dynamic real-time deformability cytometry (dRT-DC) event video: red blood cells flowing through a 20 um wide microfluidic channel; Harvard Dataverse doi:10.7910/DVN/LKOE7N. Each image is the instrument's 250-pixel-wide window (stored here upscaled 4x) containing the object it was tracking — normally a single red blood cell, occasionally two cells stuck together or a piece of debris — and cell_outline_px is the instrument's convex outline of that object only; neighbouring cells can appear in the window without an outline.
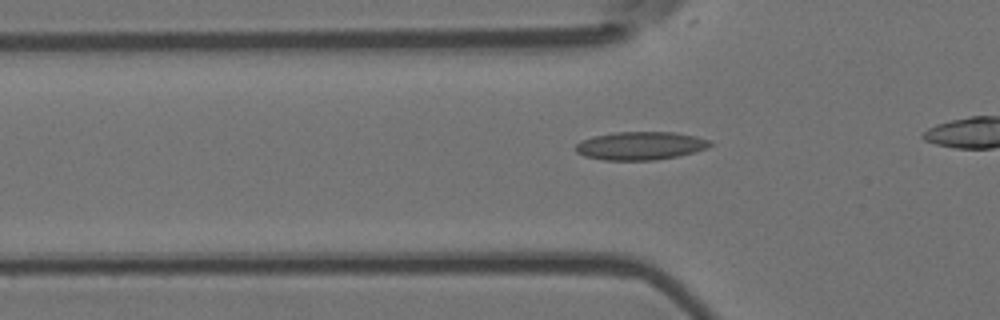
{"species": "Egyptian fruit bat (a non-hibernating species)", "species_latin": "Rousettus aegyptiacus", "temperature_condition": "room temperature", "stored_images_in_passage": 39, "camera_frame_rate_fps": 3000, "um_per_image_px": 0.085, "animal": {"sex": "female"}, "frame": {"image": 1, "passage_image": 13, "time_ms": 4.0, "image_size_px": [1000, 320], "cell_outline_px": [[712, 144], [708, 148], [676, 156], [656, 160], [604, 160], [584, 156], [576, 152], [576, 144], [580, 140], [592, 136], [616, 132], [676, 132], [696, 136], [712, 140]], "centroid_in_image_um": [54.43, 12.38], "position_along_channel_um": 71.4, "area_um2": 22.2}}
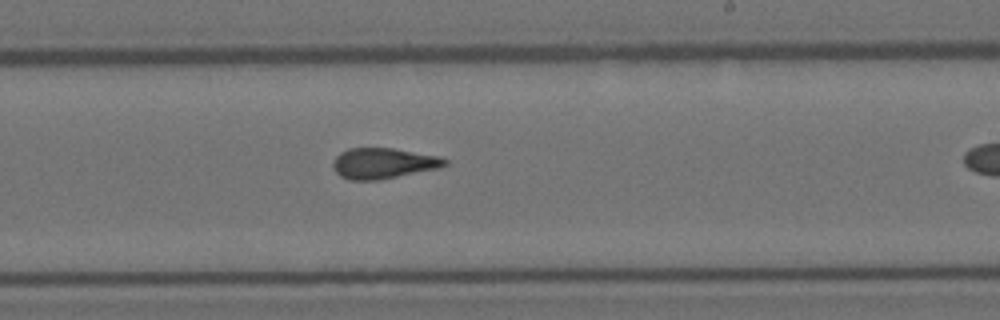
{"frame": {"image": 2, "passage_image": 28, "time_ms": 9.0, "image_size_px": [1000, 320], "cell_outline_px": [[448, 164], [440, 168], [380, 180], [348, 180], [340, 176], [332, 168], [332, 164], [336, 156], [340, 152], [348, 148], [392, 148], [440, 156], [448, 160]], "centroid_in_image_um": [32.58, 13.88], "position_along_channel_um": 256.4, "area_um2": 20.23}}
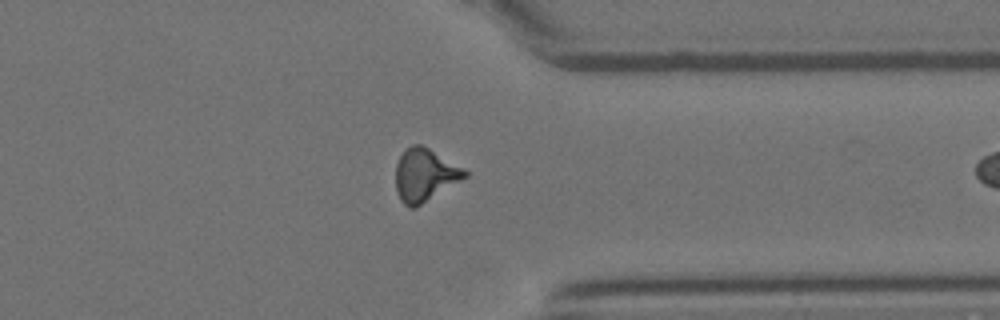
{"frame": {"image": 3, "passage_image": 38, "time_ms": 12.333, "image_size_px": [1000, 320], "cell_outline_px": [[468, 176], [416, 208], [408, 208], [400, 200], [396, 188], [396, 164], [400, 156], [412, 144], [420, 144], [428, 148], [464, 168], [468, 172]], "centroid_in_image_um": [36.11, 14.9], "position_along_channel_um": 375.3, "area_um2": 21.15}}